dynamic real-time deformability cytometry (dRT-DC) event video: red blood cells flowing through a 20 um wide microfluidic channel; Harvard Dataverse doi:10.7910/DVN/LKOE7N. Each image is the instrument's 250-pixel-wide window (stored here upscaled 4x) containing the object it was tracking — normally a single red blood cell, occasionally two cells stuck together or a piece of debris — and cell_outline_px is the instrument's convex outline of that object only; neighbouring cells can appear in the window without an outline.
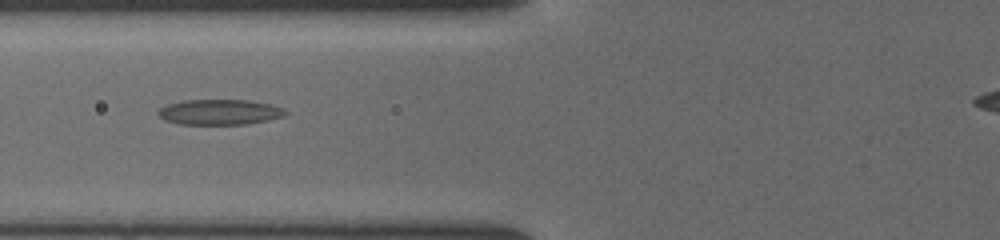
{"species": "common noctule bat (a hibernating species)", "species_latin": "Nyctalus noctula", "temperature_condition": "cold", "stored_images_in_passage": 32, "segment_of_instrument_passage": [1, 2], "camera_frame_rate_fps": 3000, "um_per_image_px": 0.085, "animal": {"sex": "female", "body_mass_g": 19.5, "forearm_length_mm": 54.1}, "frame": {"image": 1, "passage_image": 4, "time_ms": 1.0, "image_size_px": [1000, 240], "cell_outline_px": [[288, 112], [284, 116], [268, 120], [248, 124], [180, 124], [164, 120], [156, 112], [160, 108], [168, 104], [184, 100], [248, 100], [272, 104], [284, 108]], "centroid_in_image_um": [18.69, 9.52], "position_along_channel_um": 107.1, "area_um2": 18.9}}
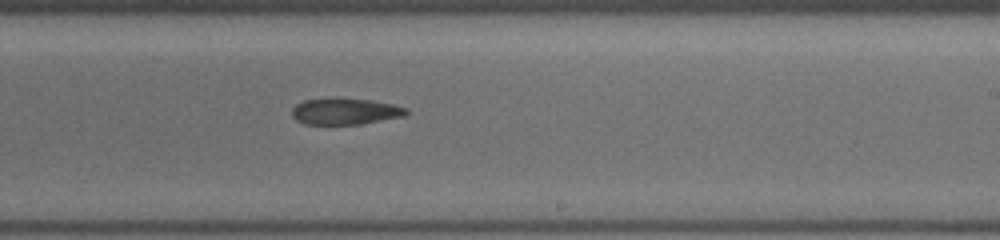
{"frame": {"image": 2, "passage_image": 15, "time_ms": 4.667, "image_size_px": [1000, 240], "cell_outline_px": [[408, 112], [404, 116], [360, 124], [304, 124], [296, 120], [292, 116], [292, 108], [296, 104], [304, 100], [332, 96], [344, 96], [392, 104], [408, 108]], "centroid_in_image_um": [29.3, 9.43], "position_along_channel_um": 259.7, "area_um2": 18.03}}
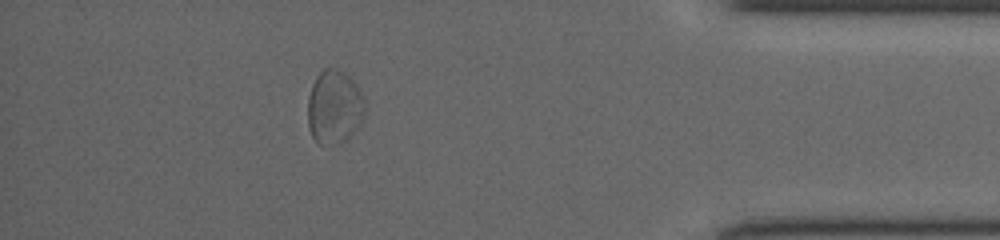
{"frame": {"image": 3, "passage_image": 28, "time_ms": 9.0, "image_size_px": [1000, 240], "cell_outline_px": [[364, 116], [352, 136], [348, 140], [340, 144], [320, 144], [312, 136], [308, 128], [308, 96], [312, 84], [316, 76], [324, 68], [336, 68], [344, 72], [356, 84], [364, 100]], "centroid_in_image_um": [28.41, 9.12], "position_along_channel_um": 406.8, "area_um2": 24.74}}